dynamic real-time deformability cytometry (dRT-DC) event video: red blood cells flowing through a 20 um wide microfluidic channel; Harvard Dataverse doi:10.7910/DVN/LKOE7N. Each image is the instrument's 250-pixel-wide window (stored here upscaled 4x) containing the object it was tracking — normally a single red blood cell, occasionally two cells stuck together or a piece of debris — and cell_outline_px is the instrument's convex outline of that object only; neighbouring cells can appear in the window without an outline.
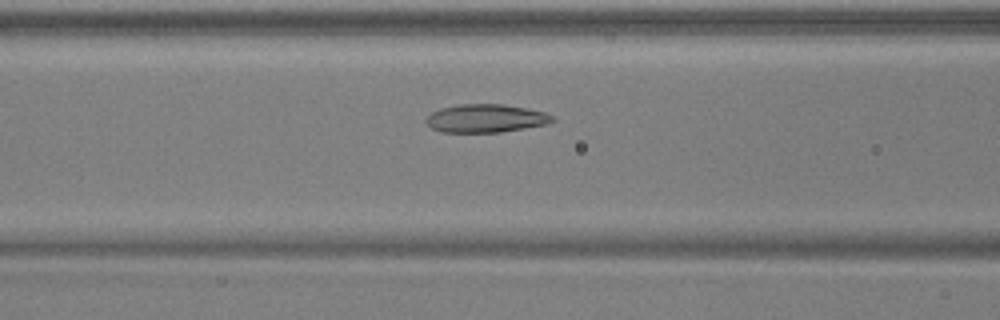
{"species": "common noctule bat (a hibernating species)", "species_latin": "Nyctalus noctula", "temperature_condition": "warm", "stored_images_in_passage": 51, "camera_frame_rate_fps": 3000, "um_per_image_px": 0.085, "animal": {"sex": "male", "body_mass_g": 17.9, "forearm_length_mm": 54.2}, "frame": {"image": 1, "passage_image": 21, "time_ms": 6.667, "image_size_px": [1000, 320], "cell_outline_px": [[556, 120], [548, 124], [500, 132], [440, 132], [432, 128], [424, 120], [432, 112], [440, 108], [460, 104], [504, 104], [528, 108], [544, 112], [552, 116]], "centroid_in_image_um": [41.3, 10.05], "position_along_channel_um": 125.3, "area_um2": 20.81}}
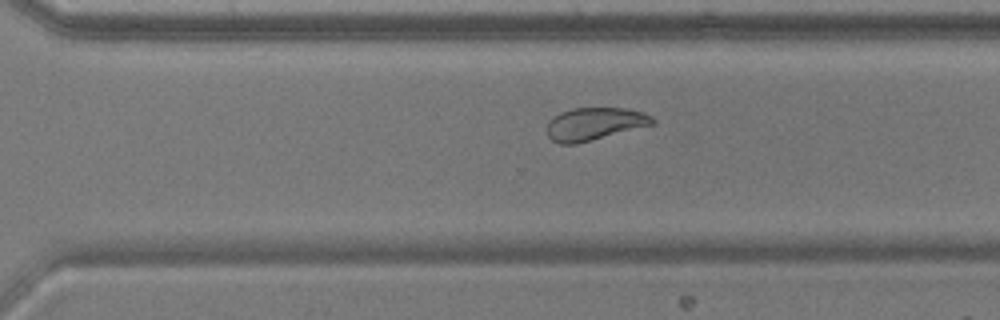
{"frame": {"image": 2, "passage_image": 36, "time_ms": 11.667, "image_size_px": [1000, 320], "cell_outline_px": [[656, 124], [576, 144], [560, 144], [552, 140], [548, 136], [548, 120], [552, 116], [560, 112], [572, 108], [624, 108], [644, 112], [652, 116], [656, 120]], "centroid_in_image_um": [50.55, 10.52], "position_along_channel_um": 320.0, "area_um2": 20.29}}
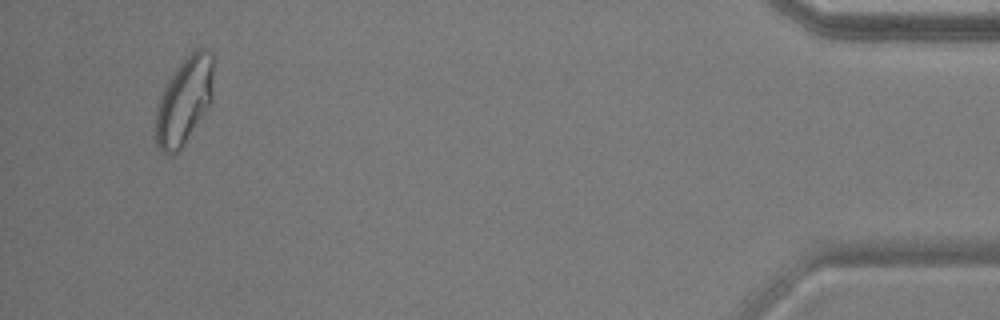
{"frame": {"image": 3, "passage_image": 49, "time_ms": 16.0, "image_size_px": [1000, 320], "cell_outline_px": [[212, 100], [176, 156], [168, 156], [160, 152], [156, 144], [156, 104], [168, 80], [184, 56], [196, 48], [208, 48], [212, 52]], "centroid_in_image_um": [15.63, 8.57], "position_along_channel_um": 419.6, "area_um2": 29.54}, "authors_computed_cell_mechanics": {"area_um2": 22.8888, "velocity_mm_per_s": 3.8991, "shape_relaxation_time_tau1_ms": 4.2556, "shape_relaxation_time_tau2_ms": 1.2956, "deformation_change_tau1": 0.1245, "deformation_change_tau2": 0.0676}}